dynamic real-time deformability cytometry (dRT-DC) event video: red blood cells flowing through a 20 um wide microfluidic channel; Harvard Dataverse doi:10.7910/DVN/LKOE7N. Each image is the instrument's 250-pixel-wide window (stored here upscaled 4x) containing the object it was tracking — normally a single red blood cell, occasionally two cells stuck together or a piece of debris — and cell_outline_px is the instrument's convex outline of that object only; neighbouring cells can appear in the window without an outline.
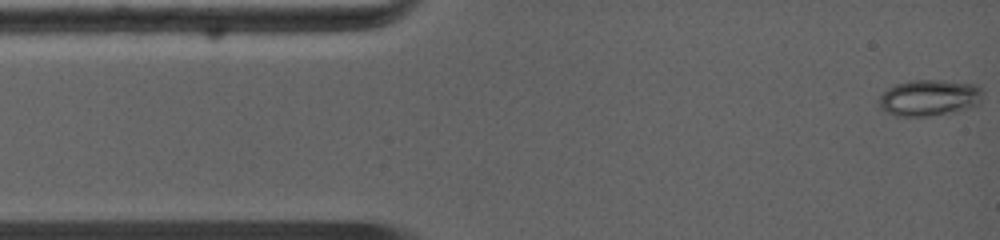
{"species": "common noctule bat (a hibernating species)", "species_latin": "Nyctalus noctula", "temperature_condition": "warm", "stored_images_in_passage": 73, "camera_frame_rate_fps": 5000, "um_per_image_px": 0.085, "animal": {"sex": "female", "body_mass_g": 19.0, "forearm_length_mm": 56.7}, "frame": {"image": 1, "passage_image": 1, "time_ms": 0.0, "image_size_px": [1000, 240], "cell_outline_px": [[984, 92], [980, 108], [944, 112], [888, 112], [876, 108], [876, 100], [888, 88], [896, 84], [912, 80], [944, 80], [976, 84], [984, 88]], "centroid_in_image_um": [79.11, 8.22], "position_along_channel_um": 5.9, "area_um2": 21.33}}
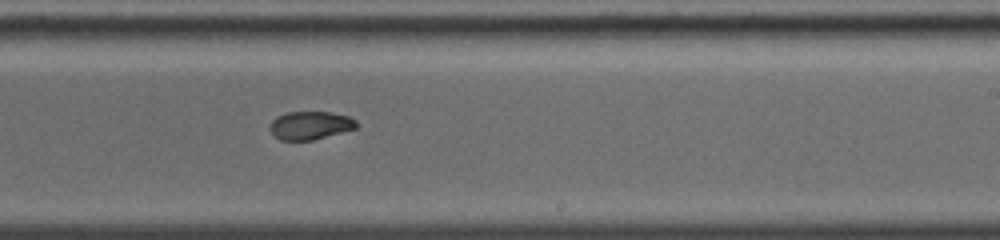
{"frame": {"image": 2, "passage_image": 38, "time_ms": 7.4, "image_size_px": [1000, 240], "cell_outline_px": [[356, 128], [312, 140], [280, 140], [272, 132], [272, 120], [276, 116], [288, 112], [328, 112], [348, 116], [356, 120]], "centroid_in_image_um": [26.38, 10.65], "position_along_channel_um": 262.6, "area_um2": 13.87}}
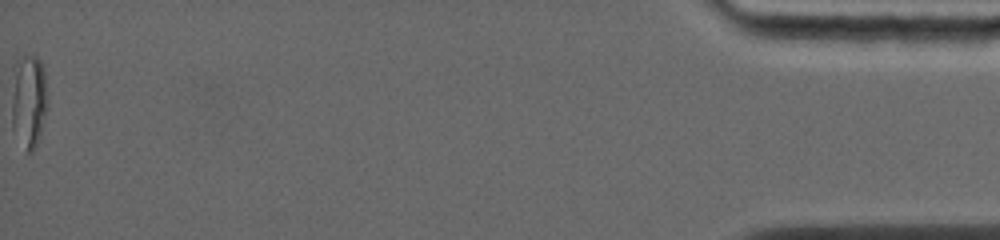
{"frame": {"image": 3, "passage_image": 73, "time_ms": 14.4, "image_size_px": [1000, 240], "cell_outline_px": [[48, 108], [36, 144], [28, 152], [12, 124], [12, 104], [16, 60], [24, 56], [36, 56], [40, 60], [44, 68]], "centroid_in_image_um": [2.48, 8.49], "position_along_channel_um": 432.7, "area_um2": 18.79}, "authors_computed_cell_mechanics": {"area_um2": 15.606, "velocity_mm_per_s": 4.5108, "shape_relaxation_time_tau1_ms": null, "shape_relaxation_time_tau2_ms": 1.139, "deformation_change_tau1": null, "deformation_change_tau2": 0.0494}}